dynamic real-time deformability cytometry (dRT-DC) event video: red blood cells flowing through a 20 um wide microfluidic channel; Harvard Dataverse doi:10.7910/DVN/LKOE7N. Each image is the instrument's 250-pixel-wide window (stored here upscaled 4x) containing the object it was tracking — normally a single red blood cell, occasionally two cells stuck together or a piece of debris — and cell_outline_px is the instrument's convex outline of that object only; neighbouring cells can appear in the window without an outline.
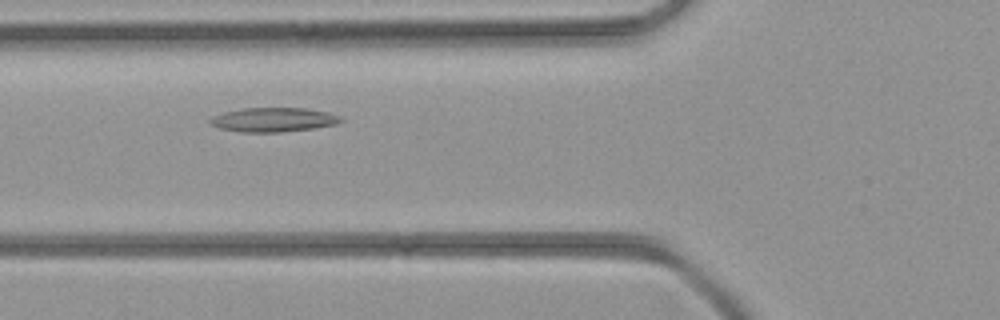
{"species": "common noctule bat (a hibernating species)", "species_latin": "Nyctalus noctula", "temperature_condition": "room temperature", "stored_images_in_passage": 32, "camera_frame_rate_fps": 3000, "um_per_image_px": 0.085, "animal": {"sex": "female", "body_mass_g": 21.9}, "frame": {"image": 1, "passage_image": 5, "time_ms": 1.333, "image_size_px": [1000, 320], "cell_outline_px": [[344, 120], [336, 124], [312, 128], [280, 132], [240, 132], [220, 128], [212, 124], [208, 120], [212, 116], [224, 112], [244, 108], [304, 108], [328, 112], [340, 116]], "centroid_in_image_um": [23.24, 10.17], "position_along_channel_um": 102.6, "area_um2": 18.32}}
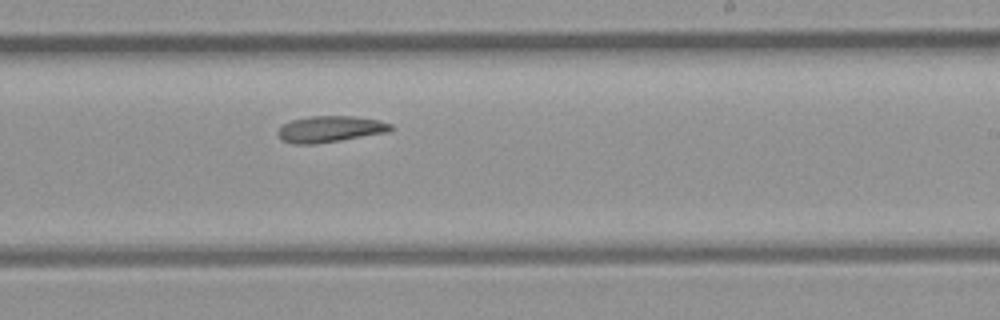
{"frame": {"image": 2, "passage_image": 15, "time_ms": 4.667, "image_size_px": [1000, 320], "cell_outline_px": [[396, 128], [388, 132], [316, 144], [296, 144], [284, 140], [276, 132], [284, 124], [292, 120], [308, 116], [352, 116], [380, 120], [392, 124]], "centroid_in_image_um": [28.11, 10.96], "position_along_channel_um": 260.9, "area_um2": 17.22}}
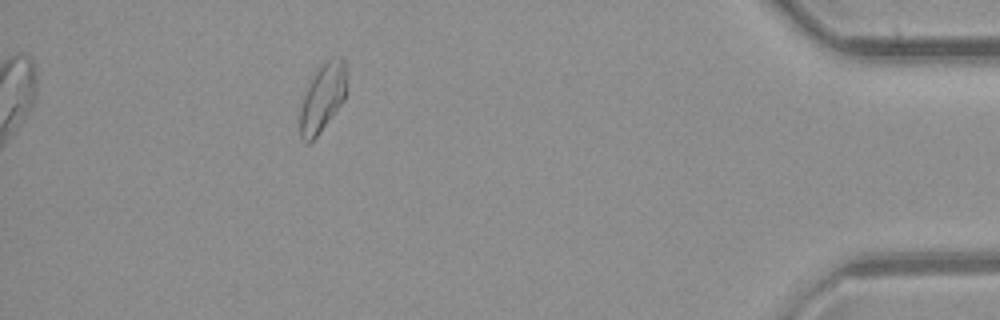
{"frame": {"image": 3, "passage_image": 28, "time_ms": 9.0, "image_size_px": [1000, 320], "cell_outline_px": [[344, 100], [316, 136], [308, 144], [304, 144], [300, 140], [300, 104], [304, 92], [312, 76], [320, 64], [332, 56], [340, 56], [344, 60]], "centroid_in_image_um": [27.35, 8.31], "position_along_channel_um": 407.9, "area_um2": 18.38}}